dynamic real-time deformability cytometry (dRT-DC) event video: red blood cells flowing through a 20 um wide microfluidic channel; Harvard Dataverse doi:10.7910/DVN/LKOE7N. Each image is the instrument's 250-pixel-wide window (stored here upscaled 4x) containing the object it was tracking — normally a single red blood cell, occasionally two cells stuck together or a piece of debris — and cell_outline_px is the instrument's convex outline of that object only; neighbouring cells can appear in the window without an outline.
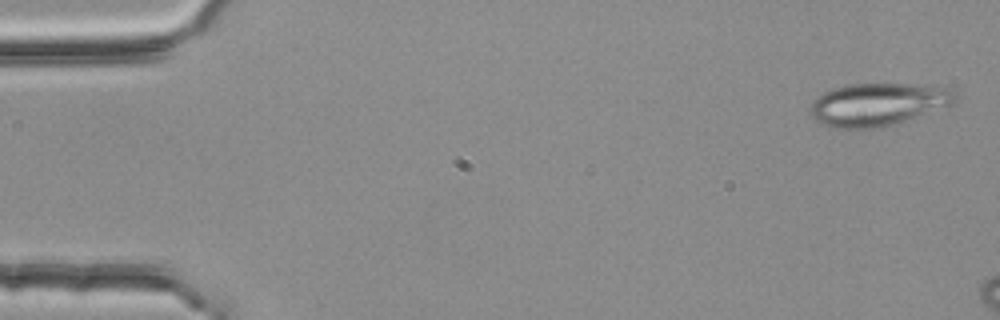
{"species": "common noctule bat (a hibernating species)", "species_latin": "Nyctalus noctula", "temperature_condition": "room temperature", "stored_images_in_passage": 9, "camera_frame_rate_fps": 3000, "um_per_image_px": 0.085, "animal": {"sex": "female", "body_mass_g": 25.1}, "frame": {"image": 1, "passage_image": 2, "time_ms": 0.333, "image_size_px": [1000, 320], "cell_outline_px": [[956, 96], [948, 104], [904, 120], [880, 128], [828, 128], [820, 124], [812, 116], [812, 104], [816, 96], [832, 88], [848, 84], [912, 84], [948, 88], [956, 92]], "centroid_in_image_um": [74.51, 8.87], "position_along_channel_um": 10.5, "area_um2": 35.32}}